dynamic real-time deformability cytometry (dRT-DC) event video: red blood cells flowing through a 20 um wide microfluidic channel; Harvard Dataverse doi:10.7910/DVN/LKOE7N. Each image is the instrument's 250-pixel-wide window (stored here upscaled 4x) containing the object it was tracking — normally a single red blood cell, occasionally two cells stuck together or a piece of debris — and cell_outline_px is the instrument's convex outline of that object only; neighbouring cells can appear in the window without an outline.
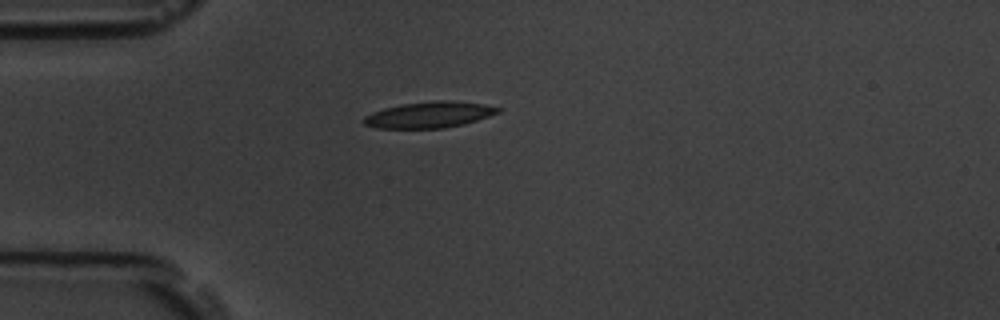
{"species": "common noctule bat (a hibernating species)", "species_latin": "Nyctalus noctula", "temperature_condition": "room temperature", "stored_images_in_passage": 4, "camera_frame_rate_fps": 3000, "um_per_image_px": 0.085, "animal": {"sex": "male", "body_mass_g": 19.5, "forearm_length_mm": 54.6}, "frame": {"image": 1, "passage_image": 4, "time_ms": 3.667, "image_size_px": [1000, 320], "cell_outline_px": [[500, 112], [464, 124], [444, 128], [376, 128], [364, 124], [364, 116], [372, 112], [384, 108], [400, 104], [436, 100], [448, 100], [484, 104], [500, 108]], "centroid_in_image_um": [36.47, 9.75], "position_along_channel_um": 48.5, "area_um2": 20.35}}